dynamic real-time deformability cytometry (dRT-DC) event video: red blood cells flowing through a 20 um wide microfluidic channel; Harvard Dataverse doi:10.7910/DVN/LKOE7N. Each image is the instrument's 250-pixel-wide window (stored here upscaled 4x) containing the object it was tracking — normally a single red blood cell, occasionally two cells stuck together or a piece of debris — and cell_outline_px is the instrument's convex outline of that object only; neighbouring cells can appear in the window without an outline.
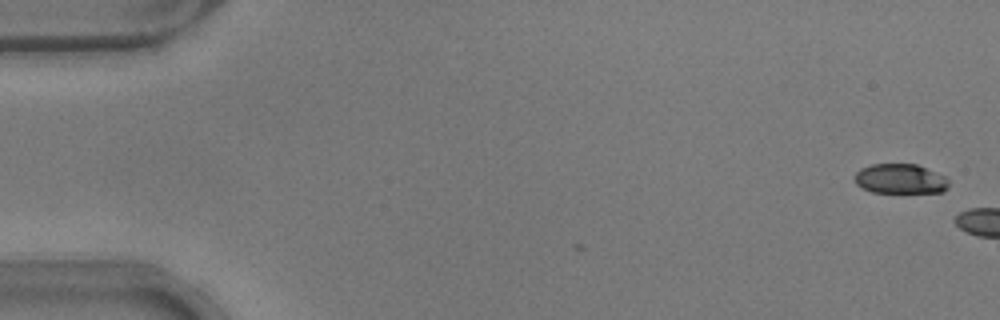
{"species": "common noctule bat (a hibernating species)", "species_latin": "Nyctalus noctula", "temperature_condition": "warm", "stored_images_in_passage": 4, "camera_frame_rate_fps": 3000, "um_per_image_px": 0.085, "animal": {"sex": "male", "body_mass_g": 17.9}, "frame": {"image": 1, "passage_image": 1, "time_ms": 0.0, "image_size_px": [1000, 320], "cell_outline_px": [[948, 188], [944, 192], [872, 192], [860, 188], [856, 184], [856, 172], [860, 168], [872, 164], [916, 164], [944, 176], [948, 180]], "centroid_in_image_um": [76.5, 15.2], "position_along_channel_um": 8.5, "area_um2": 16.24}}